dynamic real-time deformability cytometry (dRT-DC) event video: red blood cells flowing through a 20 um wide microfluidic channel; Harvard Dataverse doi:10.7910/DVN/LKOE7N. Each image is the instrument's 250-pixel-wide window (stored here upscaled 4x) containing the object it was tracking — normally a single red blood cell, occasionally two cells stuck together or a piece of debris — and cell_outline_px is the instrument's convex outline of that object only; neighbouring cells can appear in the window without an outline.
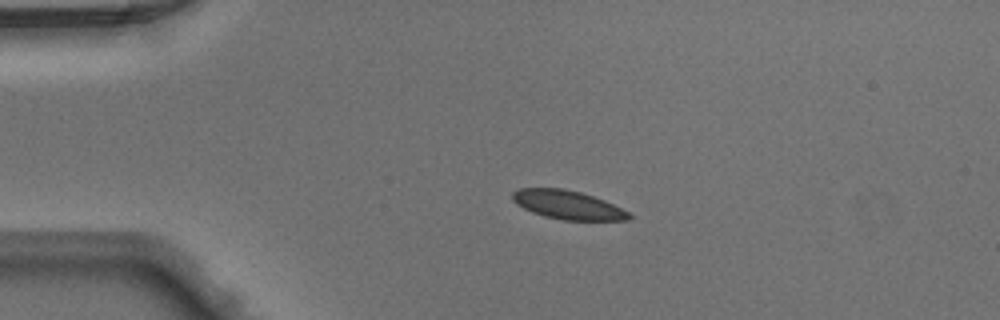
{"species": "Egyptian fruit bat (a non-hibernating species)", "species_latin": "Rousettus aegyptiacus", "temperature_condition": "warm", "stored_images_in_passage": 40, "camera_frame_rate_fps": 3000, "um_per_image_px": 0.085, "animal": {"sex": "male"}, "frame": {"image": 1, "passage_image": 1, "time_ms": 0.0, "image_size_px": [1000, 320], "cell_outline_px": [[632, 216], [628, 220], [564, 220], [544, 216], [532, 212], [516, 204], [512, 200], [512, 192], [520, 188], [564, 188], [580, 192], [604, 200], [628, 212]], "centroid_in_image_um": [48.22, 17.41], "position_along_channel_um": 36.8, "area_um2": 19.36}}
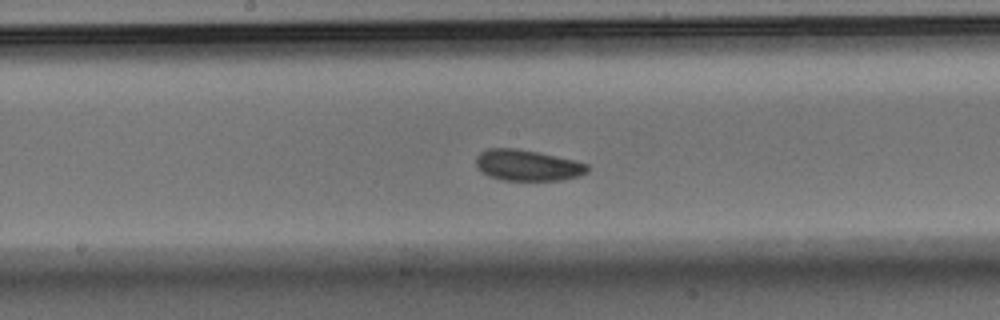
{"frame": {"image": 2, "passage_image": 16, "time_ms": 5.0, "image_size_px": [1000, 320], "cell_outline_px": [[588, 172], [580, 176], [560, 180], [504, 180], [488, 176], [476, 164], [476, 156], [480, 152], [488, 148], [516, 148], [536, 152], [572, 160], [588, 164]], "centroid_in_image_um": [44.83, 14.05], "position_along_channel_um": 203.4, "area_um2": 19.88}}
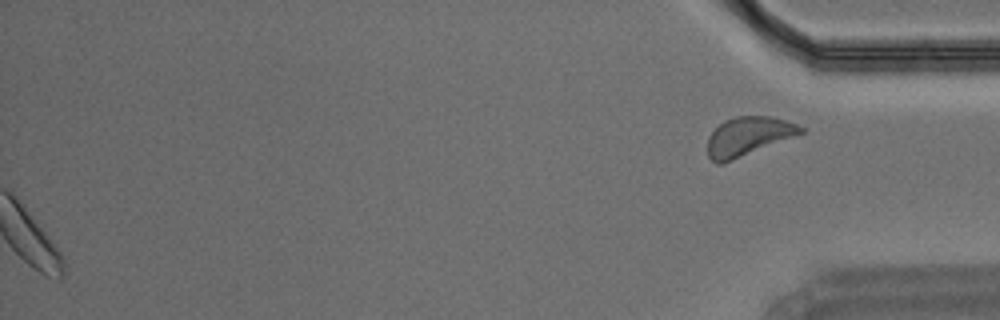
{"frame": {"image": 3, "passage_image": 40, "time_ms": 13.0, "image_size_px": [1000, 320], "cell_outline_px": [[804, 132], [724, 164], [716, 164], [708, 156], [708, 136], [724, 120], [736, 116], [772, 116], [796, 124], [804, 128]], "centroid_in_image_um": [63.56, 11.6], "position_along_channel_um": 371.6, "area_um2": 20.98}}